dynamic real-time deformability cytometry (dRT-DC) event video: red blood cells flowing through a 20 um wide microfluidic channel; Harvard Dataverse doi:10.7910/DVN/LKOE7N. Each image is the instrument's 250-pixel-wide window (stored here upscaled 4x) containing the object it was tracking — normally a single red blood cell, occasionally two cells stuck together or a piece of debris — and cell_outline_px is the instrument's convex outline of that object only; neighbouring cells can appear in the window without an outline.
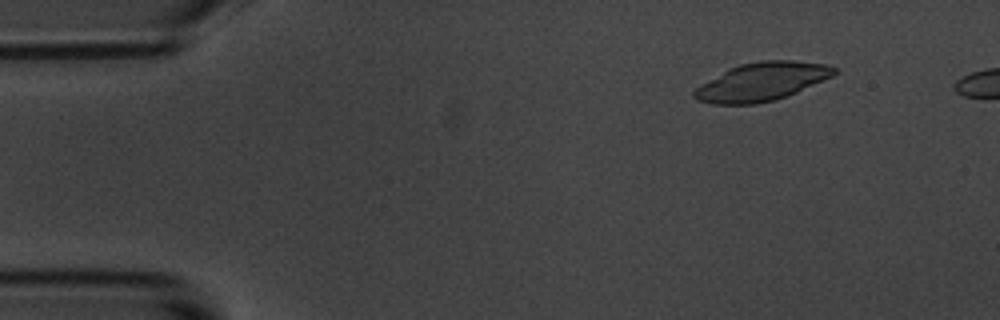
{"species": "common noctule bat (a hibernating species)", "species_latin": "Nyctalus noctula", "temperature_condition": "room temperature", "stored_images_in_passage": 5, "segment_of_instrument_passage": [2, 2], "camera_frame_rate_fps": 3000, "um_per_image_px": 0.085, "animal": {"sex": "male", "body_mass_g": 20.1, "forearm_length_mm": 53.5}, "frame": {"image": 1, "passage_image": 5, "time_ms": 5.333, "image_size_px": [1000, 320], "cell_outline_px": [[840, 72], [832, 76], [796, 92], [776, 100], [756, 104], [712, 104], [696, 100], [692, 96], [692, 92], [696, 88], [728, 68], [740, 64], [760, 60], [792, 60], [824, 64], [836, 68]], "centroid_in_image_um": [64.74, 6.94], "position_along_channel_um": 20.3, "area_um2": 31.15}}